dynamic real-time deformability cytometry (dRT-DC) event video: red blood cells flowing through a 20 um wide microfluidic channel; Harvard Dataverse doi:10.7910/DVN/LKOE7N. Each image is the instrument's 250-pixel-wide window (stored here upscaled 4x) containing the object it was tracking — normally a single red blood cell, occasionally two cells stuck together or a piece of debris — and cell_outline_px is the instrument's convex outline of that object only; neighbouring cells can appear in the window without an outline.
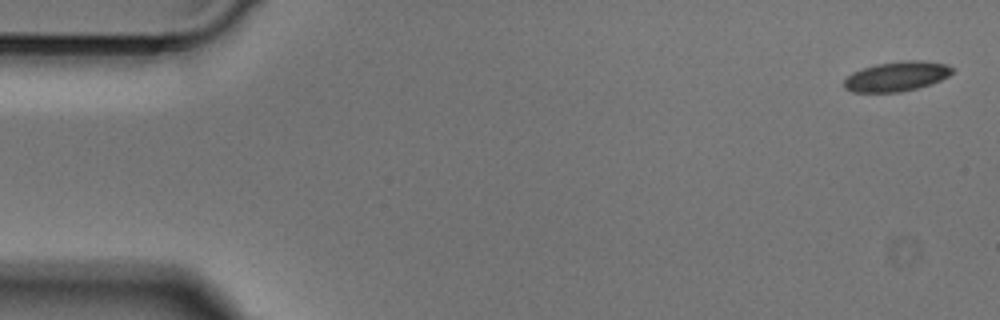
{"species": "Egyptian fruit bat (a non-hibernating species)", "species_latin": "Rousettus aegyptiacus", "temperature_condition": "cold", "stored_images_in_passage": 49, "camera_frame_rate_fps": 3000, "um_per_image_px": 0.085, "animal": {"sex": "male"}, "frame": {"image": 1, "passage_image": 1, "time_ms": 0.0, "image_size_px": [1000, 320], "cell_outline_px": [[956, 68], [948, 76], [932, 84], [900, 92], [852, 92], [844, 88], [844, 80], [852, 72], [876, 64], [904, 60], [924, 60], [948, 64]], "centroid_in_image_um": [76.25, 6.48], "position_along_channel_um": 8.8, "area_um2": 18.9}}
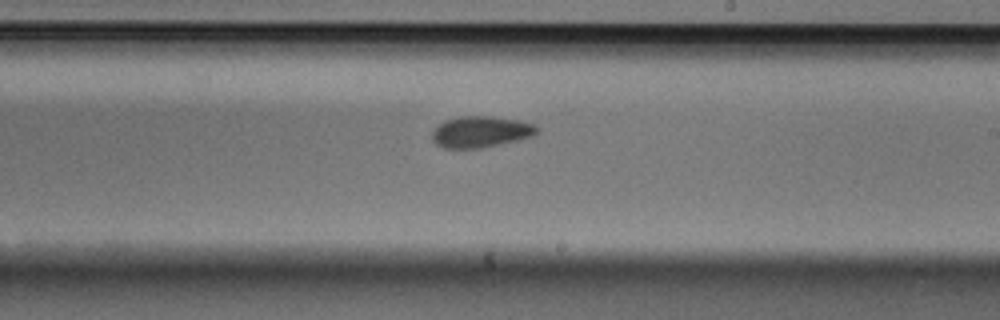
{"frame": {"image": 2, "passage_image": 28, "time_ms": 9.0, "image_size_px": [1000, 320], "cell_outline_px": [[536, 132], [532, 136], [516, 140], [480, 148], [444, 148], [436, 144], [432, 140], [432, 132], [444, 120], [460, 116], [492, 116], [520, 120], [532, 124], [536, 128]], "centroid_in_image_um": [40.81, 11.19], "position_along_channel_um": 248.2, "area_um2": 18.84}}
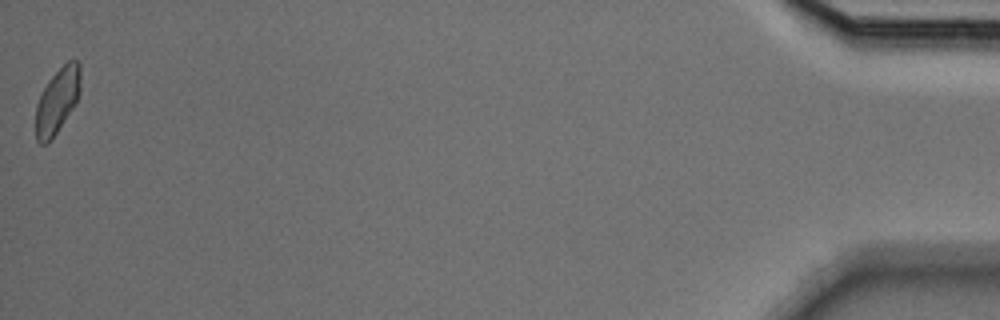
{"frame": {"image": 3, "passage_image": 49, "time_ms": 16.0, "image_size_px": [1000, 320], "cell_outline_px": [[80, 92], [76, 104], [52, 140], [48, 144], [40, 144], [36, 140], [36, 104], [48, 80], [68, 60], [76, 60], [80, 64]], "centroid_in_image_um": [4.88, 8.59], "position_along_channel_um": 430.3, "area_um2": 17.17}}